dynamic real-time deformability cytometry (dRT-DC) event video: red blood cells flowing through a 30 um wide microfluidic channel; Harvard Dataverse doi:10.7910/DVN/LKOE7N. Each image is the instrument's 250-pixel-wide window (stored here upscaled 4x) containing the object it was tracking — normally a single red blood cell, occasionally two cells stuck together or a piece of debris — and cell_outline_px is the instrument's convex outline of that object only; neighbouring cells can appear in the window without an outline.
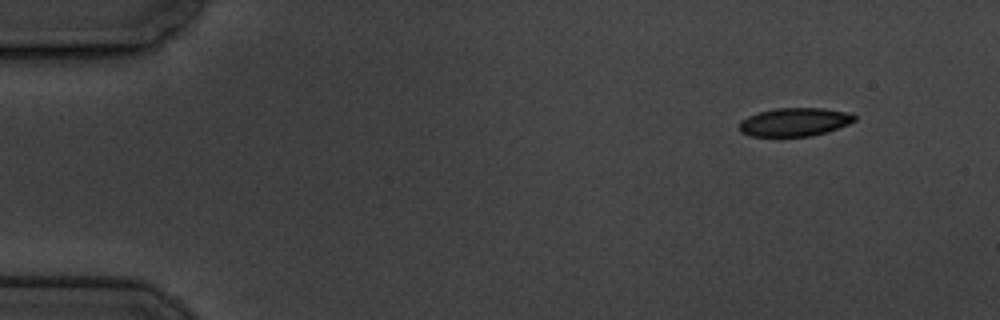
{"species": "common noctule bat (a hibernating species)", "species_latin": "Nyctalus noctula", "temperature_condition": "cold", "stored_images_in_passage": 2, "camera_frame_rate_fps": 3000, "um_per_image_px": 0.085, "animal": {"sex": "male", "body_mass_g": 19.5, "forearm_length_mm": 54.6}, "frame": {"image": 1, "passage_image": 2, "time_ms": 1.333, "image_size_px": [1000, 320], "cell_outline_px": [[856, 120], [848, 124], [828, 132], [812, 136], [752, 136], [740, 132], [740, 120], [748, 116], [760, 112], [776, 108], [824, 108], [848, 112], [856, 116]], "centroid_in_image_um": [67.56, 10.37], "position_along_channel_um": 17.4, "area_um2": 19.07}}